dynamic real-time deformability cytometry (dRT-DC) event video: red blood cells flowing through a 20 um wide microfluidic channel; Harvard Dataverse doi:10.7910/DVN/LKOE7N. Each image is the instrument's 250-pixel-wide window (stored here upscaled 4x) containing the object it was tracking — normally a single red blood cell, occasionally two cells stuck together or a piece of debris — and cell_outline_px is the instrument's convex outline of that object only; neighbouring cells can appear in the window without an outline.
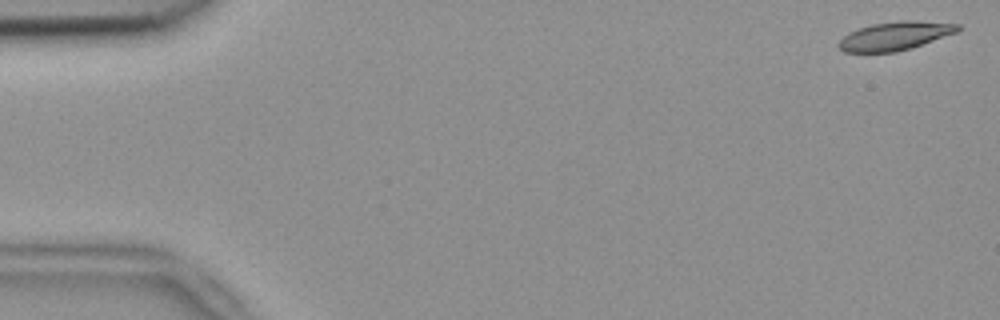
{"species": "common noctule bat (a hibernating species)", "species_latin": "Nyctalus noctula", "temperature_condition": "room temperature", "stored_images_in_passage": 54, "camera_frame_rate_fps": 3000, "um_per_image_px": 0.085, "animal": {"sex": "female", "body_mass_g": 18.4}, "frame": {"image": 1, "passage_image": 2, "time_ms": 0.333, "image_size_px": [1000, 320], "cell_outline_px": [[960, 28], [956, 32], [912, 48], [896, 52], [844, 52], [836, 44], [848, 32], [872, 24], [896, 20], [916, 20], [960, 24]], "centroid_in_image_um": [76.06, 3.05], "position_along_channel_um": 8.9, "area_um2": 19.83}}
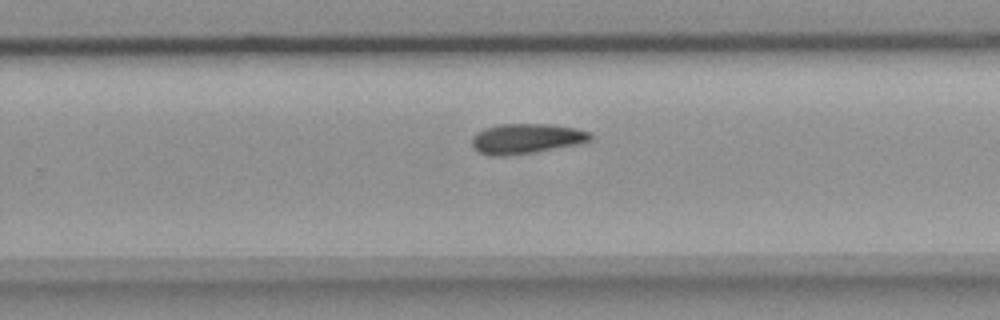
{"frame": {"image": 2, "passage_image": 35, "time_ms": 11.333, "image_size_px": [1000, 320], "cell_outline_px": [[592, 140], [536, 152], [504, 156], [488, 156], [480, 152], [472, 144], [472, 136], [476, 132], [484, 128], [496, 124], [548, 124], [576, 128], [592, 132]], "centroid_in_image_um": [44.71, 11.77], "position_along_channel_um": 285.1, "area_um2": 20.75}}
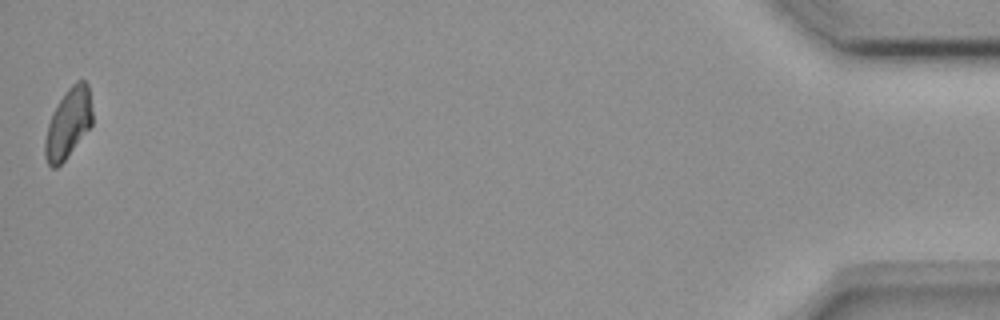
{"frame": {"image": 3, "passage_image": 54, "time_ms": 17.667, "image_size_px": [1000, 320], "cell_outline_px": [[92, 124], [68, 156], [56, 168], [52, 168], [48, 164], [44, 156], [44, 140], [48, 124], [52, 112], [68, 88], [76, 80], [84, 80], [88, 84], [92, 112]], "centroid_in_image_um": [5.78, 10.49], "position_along_channel_um": 429.4, "area_um2": 19.13}}